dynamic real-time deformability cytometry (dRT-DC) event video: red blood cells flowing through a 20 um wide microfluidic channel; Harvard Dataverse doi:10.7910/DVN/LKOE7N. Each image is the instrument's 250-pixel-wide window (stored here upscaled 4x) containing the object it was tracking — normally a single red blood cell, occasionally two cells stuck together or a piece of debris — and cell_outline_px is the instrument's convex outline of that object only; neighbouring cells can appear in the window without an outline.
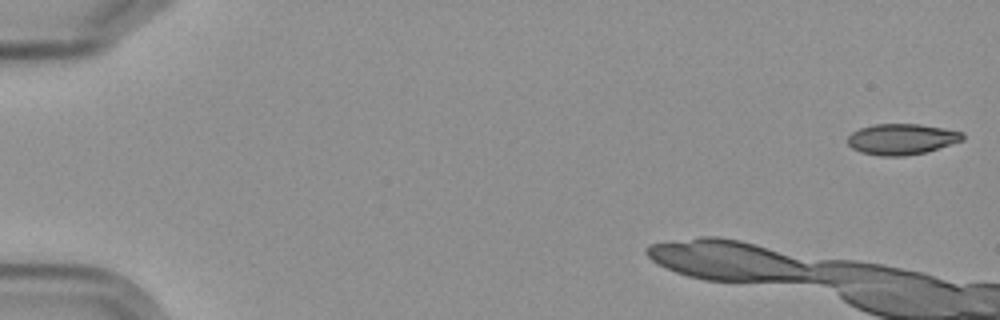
{"species": "Egyptian fruit bat (a non-hibernating species)", "species_latin": "Rousettus aegyptiacus", "temperature_condition": "cold", "stored_images_in_passage": 4, "camera_frame_rate_fps": 3000, "um_per_image_px": 0.085, "frame": {"image": 1, "passage_image": 1, "time_ms": 0.0, "image_size_px": [1000, 320], "cell_outline_px": [[964, 140], [924, 152], [904, 156], [880, 156], [860, 152], [852, 148], [848, 144], [848, 136], [852, 132], [860, 128], [872, 124], [920, 124], [964, 132]], "centroid_in_image_um": [76.62, 11.82], "position_along_channel_um": 8.4, "area_um2": 20.63}}